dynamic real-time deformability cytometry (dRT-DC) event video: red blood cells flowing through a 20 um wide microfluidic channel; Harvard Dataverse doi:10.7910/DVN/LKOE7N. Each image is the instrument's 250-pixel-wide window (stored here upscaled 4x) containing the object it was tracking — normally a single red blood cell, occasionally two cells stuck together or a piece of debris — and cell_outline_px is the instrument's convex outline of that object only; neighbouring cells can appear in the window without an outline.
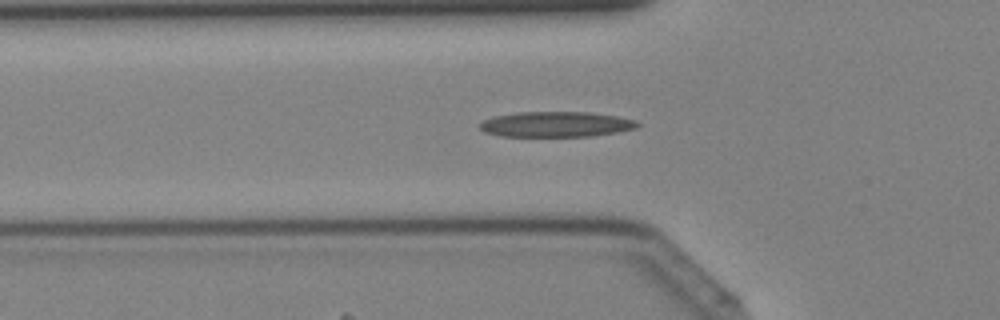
{"species": "Egyptian fruit bat (a non-hibernating species)", "species_latin": "Rousettus aegyptiacus", "temperature_condition": "cold", "stored_images_in_passage": 28, "camera_frame_rate_fps": 3000, "um_per_image_px": 0.085, "animal": {"sex": "female"}, "frame": {"image": 1, "passage_image": 2, "time_ms": 0.333, "image_size_px": [1000, 320], "cell_outline_px": [[640, 124], [636, 128], [616, 132], [588, 136], [500, 136], [484, 132], [480, 128], [480, 124], [484, 120], [492, 116], [516, 112], [588, 112], [616, 116], [636, 120]], "centroid_in_image_um": [47.23, 10.56], "position_along_channel_um": 78.6, "area_um2": 23.24}}
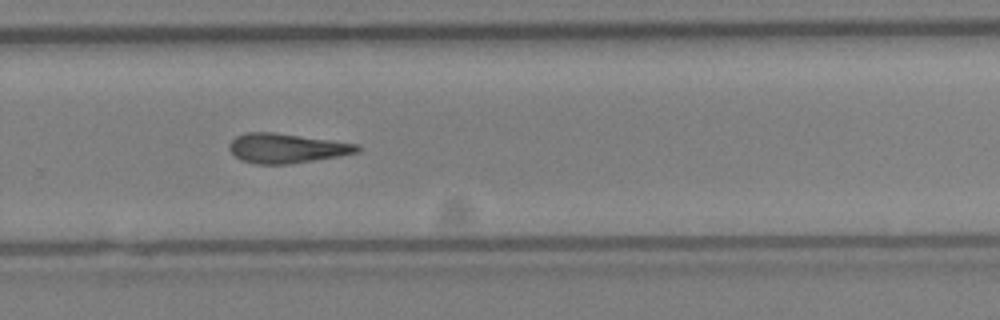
{"frame": {"image": 2, "passage_image": 16, "time_ms": 5.0, "image_size_px": [1000, 320], "cell_outline_px": [[360, 152], [340, 156], [288, 164], [256, 164], [240, 160], [228, 148], [228, 144], [236, 136], [244, 132], [272, 132], [332, 140], [360, 144]], "centroid_in_image_um": [24.36, 12.6], "position_along_channel_um": 305.4, "area_um2": 22.14}}
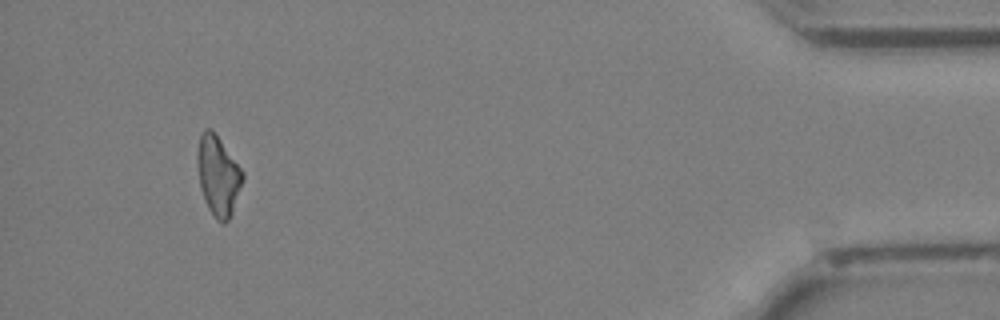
{"frame": {"image": 3, "passage_image": 27, "time_ms": 8.667, "image_size_px": [1000, 320], "cell_outline_px": [[244, 180], [232, 212], [228, 220], [224, 224], [220, 224], [216, 220], [208, 208], [204, 200], [200, 188], [196, 160], [196, 156], [200, 136], [204, 128], [212, 128], [244, 172]], "centroid_in_image_um": [18.53, 14.93], "position_along_channel_um": 416.7, "area_um2": 21.33}}